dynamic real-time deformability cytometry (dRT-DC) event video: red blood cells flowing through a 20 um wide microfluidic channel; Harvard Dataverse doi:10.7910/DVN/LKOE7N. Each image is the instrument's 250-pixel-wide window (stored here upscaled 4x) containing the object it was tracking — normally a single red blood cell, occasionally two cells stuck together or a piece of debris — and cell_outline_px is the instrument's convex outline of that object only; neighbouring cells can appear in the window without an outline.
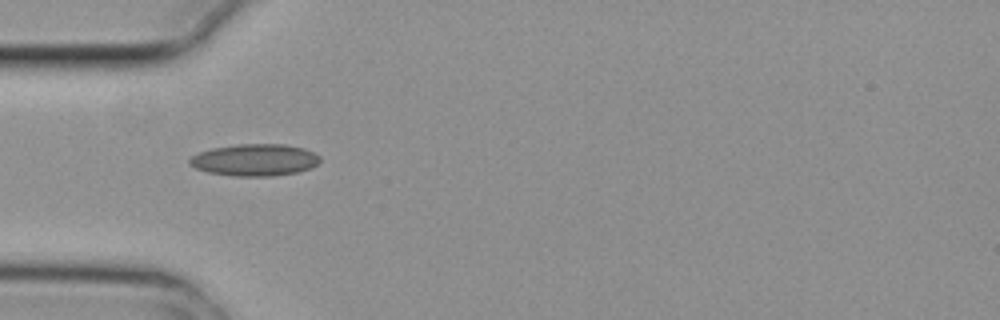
{"species": "common noctule bat (a hibernating species)", "species_latin": "Nyctalus noctula", "temperature_condition": "cold", "stored_images_in_passage": 5, "camera_frame_rate_fps": 3000, "um_per_image_px": 0.085, "animal": {"sex": "female", "body_mass_g": 29.2, "forearm_length_mm": 56.3}, "frame": {"image": 1, "passage_image": 1, "time_ms": 0.0, "image_size_px": [1000, 320], "cell_outline_px": [[320, 160], [312, 168], [296, 172], [272, 176], [232, 176], [208, 172], [196, 168], [188, 164], [188, 160], [192, 156], [200, 152], [212, 148], [236, 144], [284, 144], [304, 148], [320, 156]], "centroid_in_image_um": [21.64, 13.59], "position_along_channel_um": 63.4, "area_um2": 24.28}}
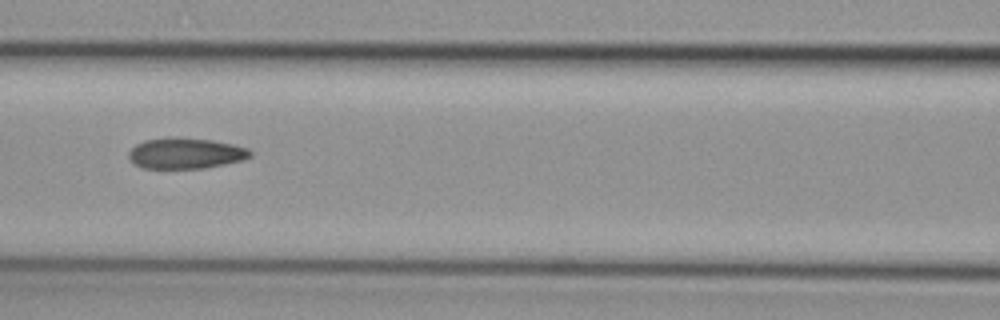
{"frame": {"image": 2, "passage_image": 3, "time_ms": 0.667, "image_size_px": [1000, 320], "cell_outline_px": [[252, 156], [244, 160], [204, 168], [144, 168], [136, 164], [128, 156], [128, 152], [136, 144], [144, 140], [168, 136], [180, 136], [212, 140], [232, 144], [248, 148], [252, 152]], "centroid_in_image_um": [15.79, 13.0], "position_along_channel_um": 150.8, "area_um2": 22.08}}
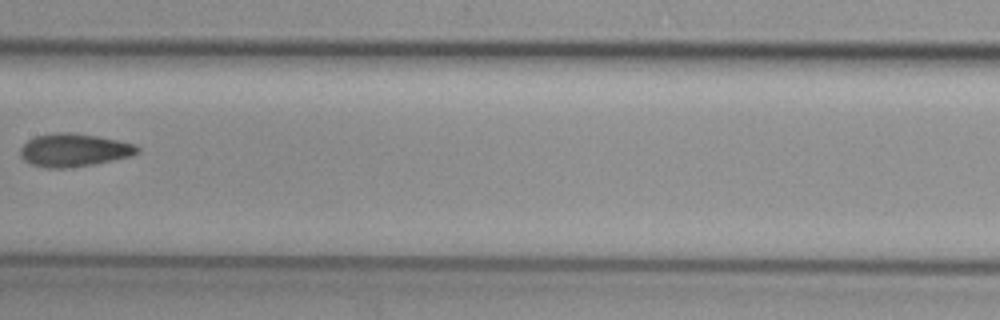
{"frame": {"image": 3, "passage_image": 4, "time_ms": 1.0, "image_size_px": [1000, 320], "cell_outline_px": [[140, 152], [132, 156], [92, 164], [64, 168], [44, 168], [32, 164], [24, 160], [20, 156], [20, 148], [28, 140], [36, 136], [56, 132], [72, 132], [120, 140], [136, 144], [140, 148]], "centroid_in_image_um": [6.3, 12.75], "position_along_channel_um": 201.1, "area_um2": 22.6}}